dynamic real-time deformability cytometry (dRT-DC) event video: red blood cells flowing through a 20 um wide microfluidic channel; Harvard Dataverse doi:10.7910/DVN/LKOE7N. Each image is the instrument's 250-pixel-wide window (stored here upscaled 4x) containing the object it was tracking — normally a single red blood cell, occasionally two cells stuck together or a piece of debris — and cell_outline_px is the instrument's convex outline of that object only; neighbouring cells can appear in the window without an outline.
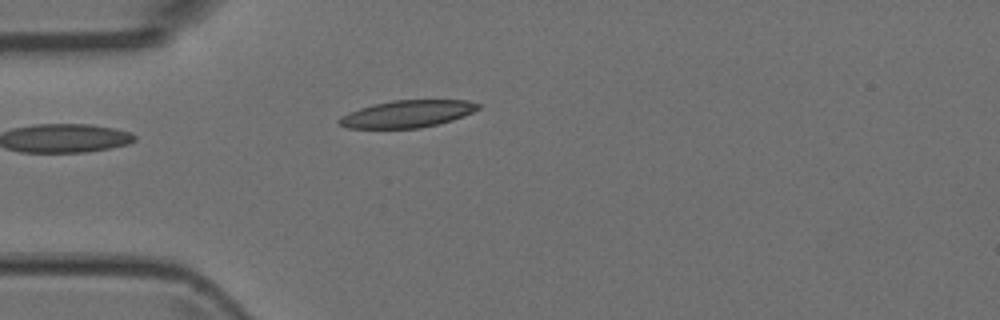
{"species": "Egyptian fruit bat (a non-hibernating species)", "species_latin": "Rousettus aegyptiacus", "temperature_condition": "room temperature", "stored_images_in_passage": 4, "camera_frame_rate_fps": 3000, "um_per_image_px": 0.085, "animal": {"sex": "female"}, "frame": {"image": 1, "passage_image": 4, "time_ms": 1.0, "image_size_px": [1000, 320], "cell_outline_px": [[480, 108], [464, 116], [452, 120], [420, 128], [348, 128], [340, 124], [336, 120], [340, 116], [348, 112], [360, 108], [392, 100], [468, 100], [480, 104]], "centroid_in_image_um": [34.62, 9.68], "position_along_channel_um": 50.4, "area_um2": 21.91}}